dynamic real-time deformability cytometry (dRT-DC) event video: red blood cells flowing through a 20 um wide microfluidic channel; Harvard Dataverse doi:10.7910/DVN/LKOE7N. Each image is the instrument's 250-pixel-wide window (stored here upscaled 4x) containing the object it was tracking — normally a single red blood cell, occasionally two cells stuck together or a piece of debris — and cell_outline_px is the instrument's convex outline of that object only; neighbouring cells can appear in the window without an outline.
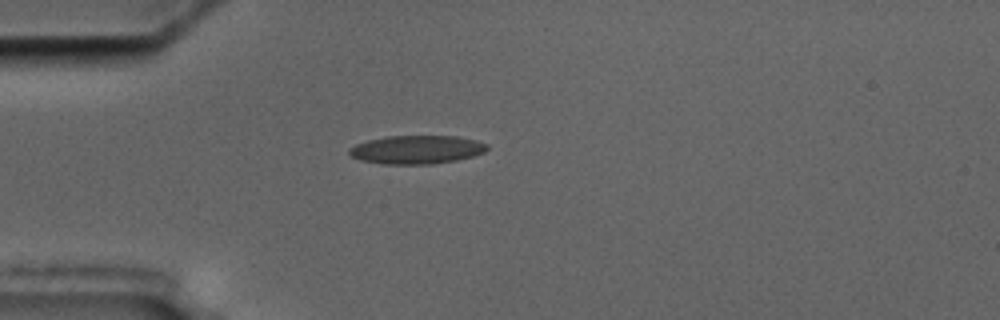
{"species": "common noctule bat (a hibernating species)", "species_latin": "Nyctalus noctula", "temperature_condition": "cold", "stored_images_in_passage": 8, "camera_frame_rate_fps": 3000, "um_per_image_px": 0.085, "animal": {"sex": "male", "body_mass_g": 17.5, "forearm_length_mm": 52.3}, "frame": {"image": 1, "passage_image": 1, "time_ms": 0.0, "image_size_px": [1000, 320], "cell_outline_px": [[488, 148], [484, 152], [472, 156], [456, 160], [432, 164], [384, 164], [360, 160], [352, 156], [348, 152], [348, 148], [356, 144], [368, 140], [388, 136], [456, 136], [476, 140], [488, 144]], "centroid_in_image_um": [35.41, 12.71], "position_along_channel_um": 49.6, "area_um2": 22.83}}
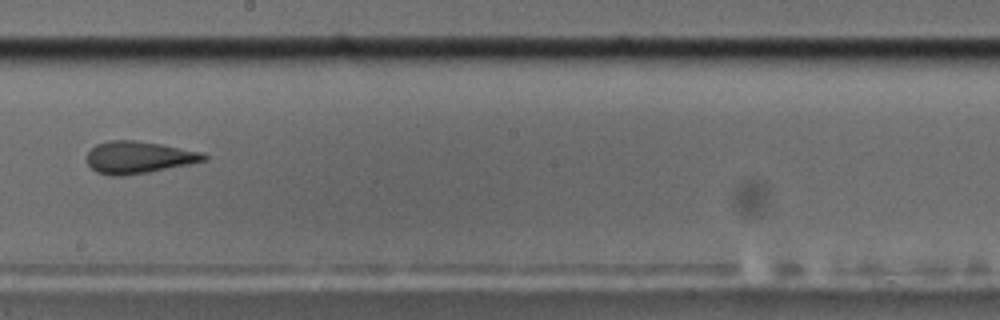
{"frame": {"image": 2, "passage_image": 6, "time_ms": 5.667, "image_size_px": [1000, 320], "cell_outline_px": [[208, 160], [148, 172], [120, 176], [112, 176], [96, 172], [88, 164], [88, 152], [96, 144], [108, 140], [132, 140], [160, 144], [204, 152], [208, 156]], "centroid_in_image_um": [11.8, 13.37], "position_along_channel_um": 236.4, "area_um2": 21.79}}
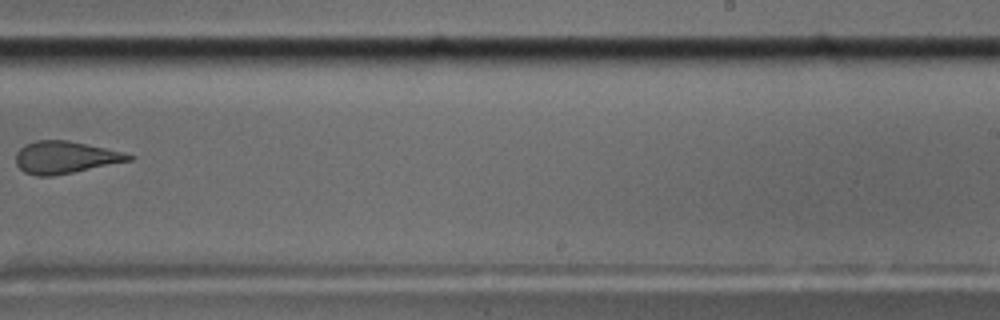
{"frame": {"image": 3, "passage_image": 7, "time_ms": 7.0, "image_size_px": [1000, 320], "cell_outline_px": [[136, 156], [132, 160], [52, 176], [36, 176], [24, 172], [16, 164], [16, 152], [24, 144], [36, 140], [68, 140], [124, 152]], "centroid_in_image_um": [5.52, 13.37], "position_along_channel_um": 283.5, "area_um2": 21.15}}